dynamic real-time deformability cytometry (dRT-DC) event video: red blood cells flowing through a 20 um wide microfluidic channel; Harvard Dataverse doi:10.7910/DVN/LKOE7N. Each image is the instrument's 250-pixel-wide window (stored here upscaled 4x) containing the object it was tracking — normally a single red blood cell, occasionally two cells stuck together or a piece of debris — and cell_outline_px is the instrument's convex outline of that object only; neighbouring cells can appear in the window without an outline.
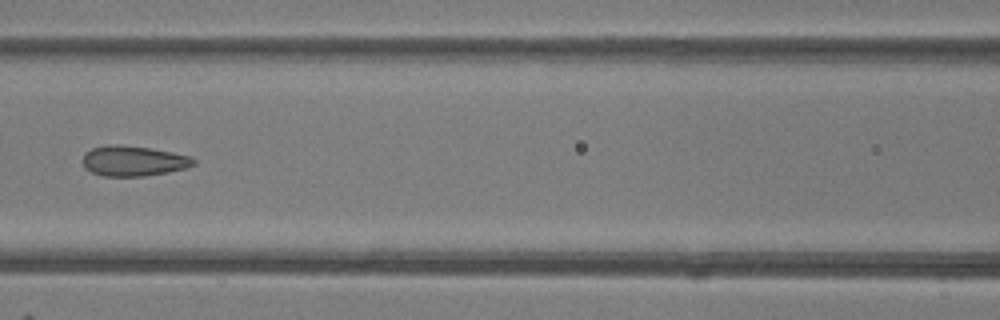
{"species": "common noctule bat (a hibernating species)", "species_latin": "Nyctalus noctula", "temperature_condition": "room temperature", "stored_images_in_passage": 5, "camera_frame_rate_fps": 3000, "um_per_image_px": 0.085, "animal": {"sex": "female"}, "frame": {"image": 1, "passage_image": 5, "time_ms": 5.333, "image_size_px": [1000, 320], "cell_outline_px": [[196, 164], [184, 168], [168, 172], [144, 176], [104, 176], [92, 172], [84, 168], [84, 152], [92, 148], [108, 144], [116, 144], [148, 148], [172, 152], [192, 156], [196, 160]], "centroid_in_image_um": [11.35, 13.67], "position_along_channel_um": 155.3, "area_um2": 19.54}}